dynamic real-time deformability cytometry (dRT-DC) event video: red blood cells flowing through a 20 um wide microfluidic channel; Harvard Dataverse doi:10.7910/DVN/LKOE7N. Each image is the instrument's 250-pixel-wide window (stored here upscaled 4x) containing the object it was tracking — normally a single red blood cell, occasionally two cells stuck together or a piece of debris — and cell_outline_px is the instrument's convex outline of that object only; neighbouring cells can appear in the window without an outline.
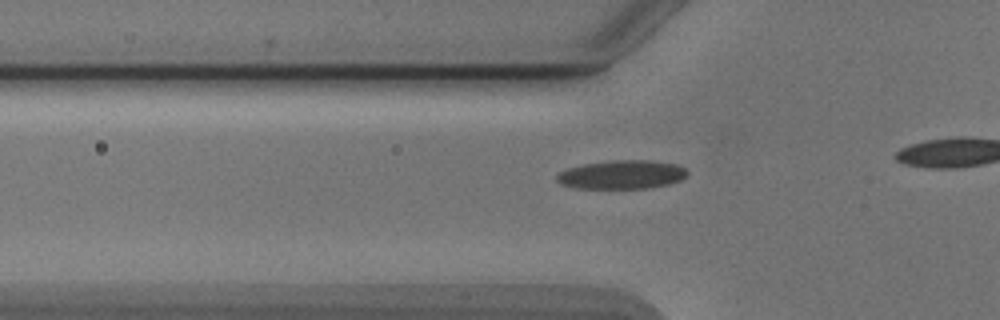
{"species": "Egyptian fruit bat (a non-hibernating species)", "species_latin": "Rousettus aegyptiacus", "temperature_condition": "cold", "stored_images_in_passage": 11, "camera_frame_rate_fps": 3000, "um_per_image_px": 0.085, "animal": {"sex": "male"}, "frame": {"image": 1, "passage_image": 5, "time_ms": 1.333, "image_size_px": [1000, 320], "cell_outline_px": [[688, 176], [680, 180], [668, 184], [648, 188], [572, 188], [560, 184], [556, 180], [556, 176], [560, 172], [568, 168], [584, 164], [612, 160], [648, 160], [676, 164], [684, 168], [688, 172]], "centroid_in_image_um": [52.84, 14.84], "position_along_channel_um": 73.0, "area_um2": 21.85}}
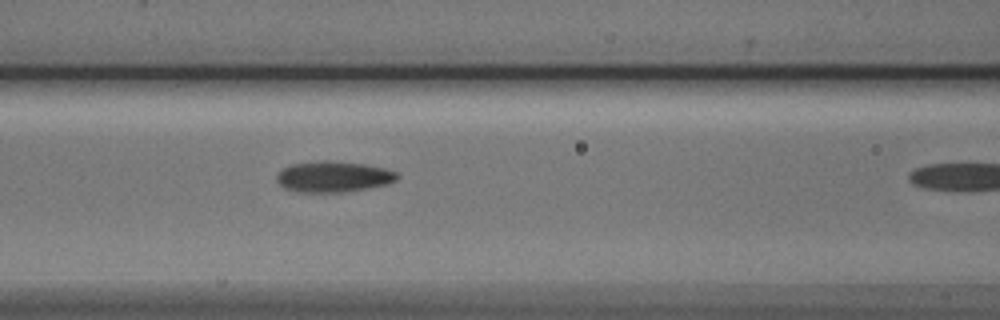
{"frame": {"image": 2, "passage_image": 10, "time_ms": 3.0, "image_size_px": [1000, 320], "cell_outline_px": [[400, 176], [396, 180], [388, 184], [368, 188], [344, 192], [296, 192], [284, 188], [276, 180], [276, 176], [284, 168], [292, 164], [324, 160], [328, 160], [364, 164], [384, 168], [396, 172]], "centroid_in_image_um": [28.35, 15.02], "position_along_channel_um": 138.3, "area_um2": 21.68}}